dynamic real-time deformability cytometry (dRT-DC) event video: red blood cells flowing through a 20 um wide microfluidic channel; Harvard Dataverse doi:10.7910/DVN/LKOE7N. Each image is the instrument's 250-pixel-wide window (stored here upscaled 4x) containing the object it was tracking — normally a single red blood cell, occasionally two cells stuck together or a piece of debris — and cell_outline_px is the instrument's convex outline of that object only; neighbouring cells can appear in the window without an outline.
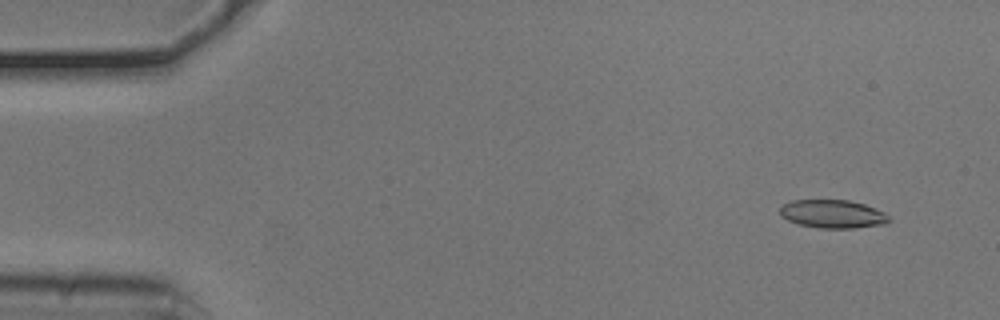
{"species": "common noctule bat (a hibernating species)", "species_latin": "Nyctalus noctula", "temperature_condition": "cold", "stored_images_in_passage": 35, "camera_frame_rate_fps": 3000, "um_per_image_px": 0.085, "animal": {"sex": "male", "body_mass_g": 20.5, "forearm_length_mm": 52.5}, "frame": {"image": 1, "passage_image": 3, "time_ms": 0.667, "image_size_px": [1000, 320], "cell_outline_px": [[892, 220], [888, 224], [856, 228], [820, 228], [800, 224], [788, 220], [780, 216], [780, 208], [784, 204], [792, 200], [848, 200], [864, 204], [884, 212]], "centroid_in_image_um": [70.81, 18.19], "position_along_channel_um": 14.2, "area_um2": 18.03}}
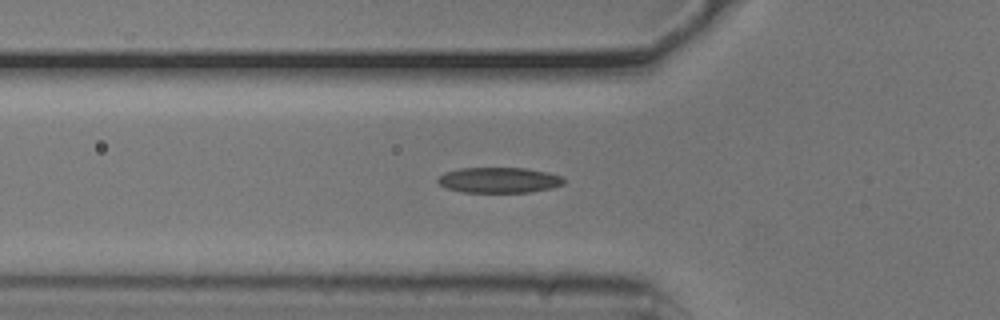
{"frame": {"image": 2, "passage_image": 17, "time_ms": 5.333, "image_size_px": [1000, 320], "cell_outline_px": [[564, 184], [552, 188], [528, 192], [464, 192], [448, 188], [440, 184], [436, 180], [444, 172], [460, 168], [524, 168], [548, 172], [560, 176], [564, 180]], "centroid_in_image_um": [42.42, 15.3], "position_along_channel_um": 83.4, "area_um2": 18.61}}
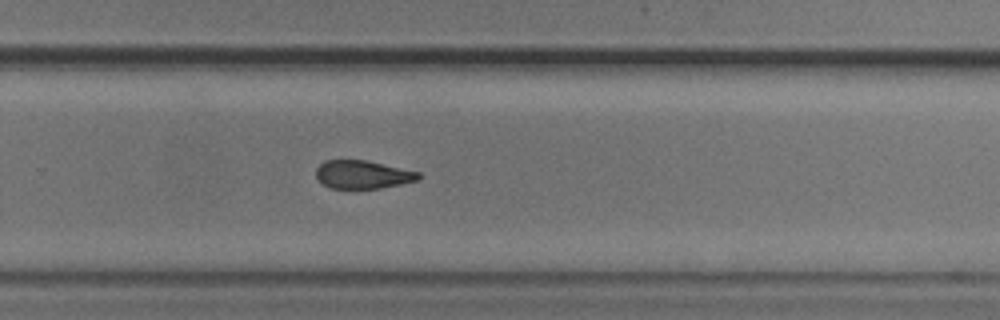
{"frame": {"image": 3, "passage_image": 34, "time_ms": 11.0, "image_size_px": [1000, 320], "cell_outline_px": [[420, 180], [380, 188], [332, 188], [324, 184], [316, 176], [316, 168], [324, 160], [368, 160], [420, 172]], "centroid_in_image_um": [30.85, 14.82], "position_along_channel_um": 298.9, "area_um2": 16.82}}